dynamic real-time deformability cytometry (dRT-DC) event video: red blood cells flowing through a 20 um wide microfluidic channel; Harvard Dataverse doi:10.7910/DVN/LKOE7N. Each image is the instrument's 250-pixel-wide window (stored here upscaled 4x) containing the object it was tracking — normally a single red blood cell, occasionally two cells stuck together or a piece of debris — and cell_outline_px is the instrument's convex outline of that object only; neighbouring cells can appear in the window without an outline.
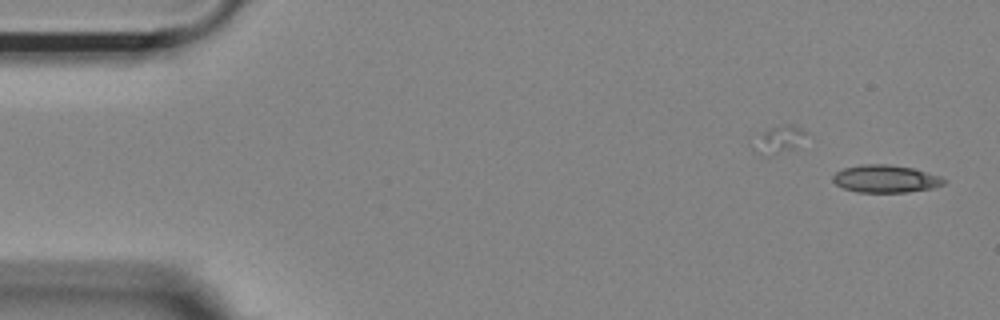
{"species": "Egyptian fruit bat (a non-hibernating species)", "species_latin": "Rousettus aegyptiacus", "temperature_condition": "room temperature", "stored_images_in_passage": 49, "camera_frame_rate_fps": 3000, "um_per_image_px": 0.085, "animal": {"sex": "female"}, "frame": {"image": 1, "passage_image": 1, "time_ms": 0.0, "image_size_px": [1000, 320], "cell_outline_px": [[948, 180], [944, 184], [932, 188], [908, 192], [856, 192], [844, 188], [836, 184], [832, 180], [832, 176], [836, 172], [844, 168], [860, 164], [888, 164], [916, 168], [940, 176]], "centroid_in_image_um": [75.3, 15.19], "position_along_channel_um": 9.7, "area_um2": 18.03}}
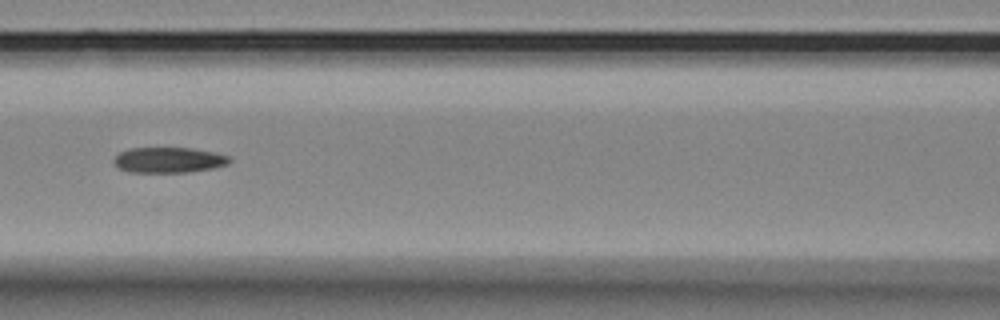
{"frame": {"image": 2, "passage_image": 22, "time_ms": 7.0, "image_size_px": [1000, 320], "cell_outline_px": [[232, 160], [228, 164], [216, 168], [188, 172], [128, 172], [116, 168], [112, 160], [120, 152], [128, 148], [192, 148], [212, 152], [228, 156]], "centroid_in_image_um": [14.31, 13.61], "position_along_channel_um": 152.3, "area_um2": 17.34}}
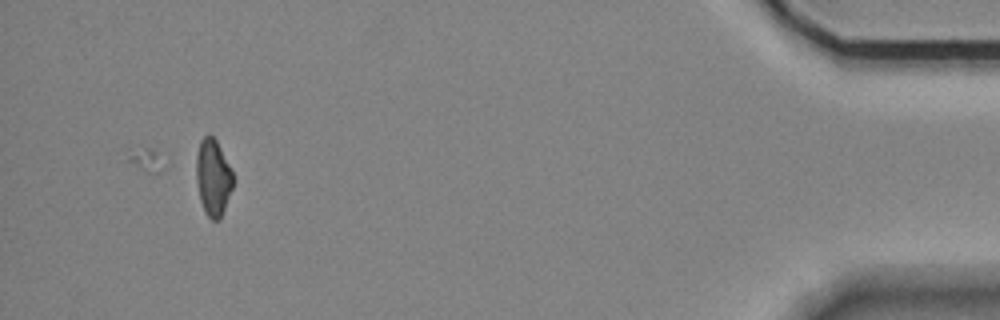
{"frame": {"image": 3, "passage_image": 49, "time_ms": 16.0, "image_size_px": [1000, 320], "cell_outline_px": [[232, 188], [220, 220], [212, 220], [204, 212], [200, 200], [196, 180], [196, 156], [200, 140], [208, 132], [216, 140], [232, 172]], "centroid_in_image_um": [18.08, 15.09], "position_along_channel_um": 417.1, "area_um2": 16.3}, "authors_computed_cell_mechanics": {"area_um2": 17.8024, "velocity_mm_per_s": 3.7149, "shape_relaxation_time_tau1_ms": null, "shape_relaxation_time_tau2_ms": 10.66, "deformation_change_tau1": null, "deformation_change_tau2": 0.2279}}